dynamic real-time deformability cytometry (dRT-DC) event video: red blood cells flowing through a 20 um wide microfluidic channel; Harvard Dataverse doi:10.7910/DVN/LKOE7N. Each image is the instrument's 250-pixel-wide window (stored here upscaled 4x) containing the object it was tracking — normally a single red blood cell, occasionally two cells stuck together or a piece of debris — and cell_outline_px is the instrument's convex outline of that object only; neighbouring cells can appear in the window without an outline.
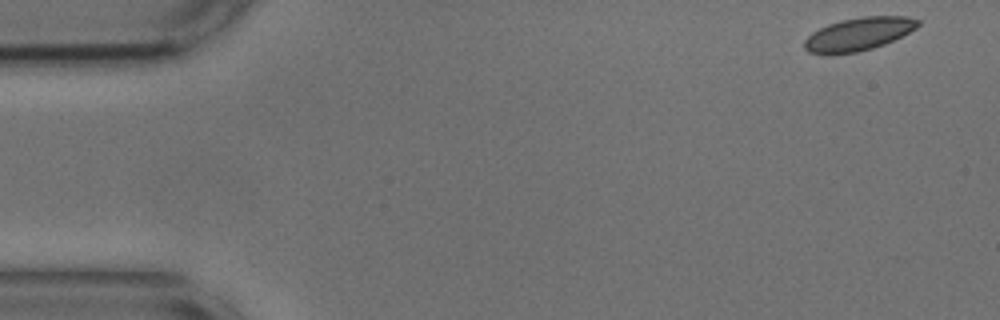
{"species": "common noctule bat (a hibernating species)", "species_latin": "Nyctalus noctula", "temperature_condition": "cold", "stored_images_in_passage": 53, "camera_frame_rate_fps": 3000, "um_per_image_px": 0.085, "animal": {"sex": "male", "body_mass_g": 17.9, "forearm_length_mm": 54.2}, "frame": {"image": 1, "passage_image": 1, "time_ms": 0.0, "image_size_px": [1000, 320], "cell_outline_px": [[920, 24], [916, 28], [884, 44], [872, 48], [856, 52], [828, 56], [808, 52], [804, 48], [804, 40], [812, 32], [828, 24], [840, 20], [864, 16], [908, 16], [920, 20]], "centroid_in_image_um": [72.93, 2.91], "position_along_channel_um": 12.1, "area_um2": 22.02}}
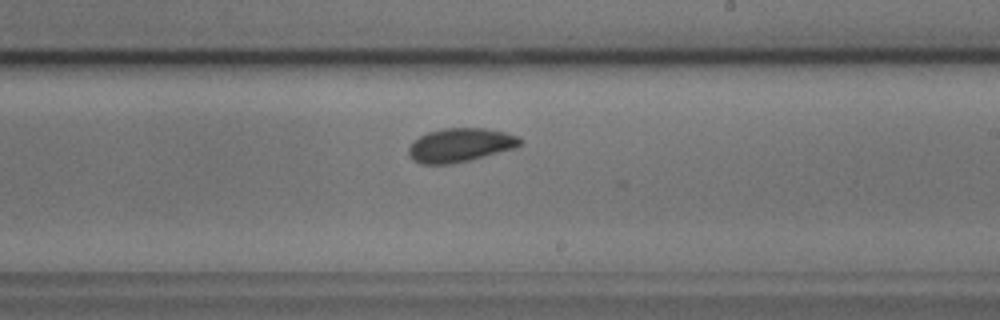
{"frame": {"image": 2, "passage_image": 30, "time_ms": 9.667, "image_size_px": [1000, 320], "cell_outline_px": [[524, 144], [516, 148], [452, 164], [420, 164], [412, 160], [408, 152], [408, 148], [420, 136], [428, 132], [444, 128], [484, 128], [504, 132], [516, 136], [524, 140]], "centroid_in_image_um": [39.14, 12.33], "position_along_channel_um": 249.9, "area_um2": 21.91}}
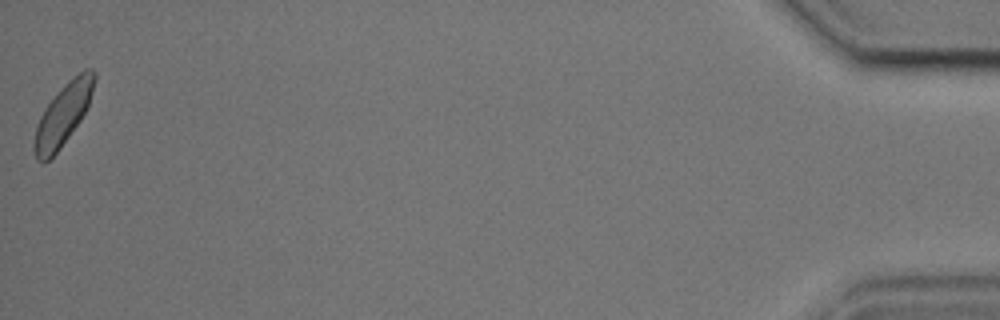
{"frame": {"image": 3, "passage_image": 53, "time_ms": 17.333, "image_size_px": [1000, 320], "cell_outline_px": [[96, 76], [92, 92], [88, 104], [80, 120], [60, 148], [44, 164], [36, 160], [32, 148], [32, 144], [36, 124], [44, 108], [68, 80], [84, 68], [92, 68], [96, 72]], "centroid_in_image_um": [5.32, 9.75], "position_along_channel_um": 429.9, "area_um2": 21.56}, "authors_computed_cell_mechanics": {"area_um2": 21.6172, "velocity_mm_per_s": 3.6153, "shape_relaxation_time_tau1_ms": 3.478, "shape_relaxation_time_tau2_ms": 1.1193, "deformation_change_tau1": 0.0939, "deformation_change_tau2": 0.035}}